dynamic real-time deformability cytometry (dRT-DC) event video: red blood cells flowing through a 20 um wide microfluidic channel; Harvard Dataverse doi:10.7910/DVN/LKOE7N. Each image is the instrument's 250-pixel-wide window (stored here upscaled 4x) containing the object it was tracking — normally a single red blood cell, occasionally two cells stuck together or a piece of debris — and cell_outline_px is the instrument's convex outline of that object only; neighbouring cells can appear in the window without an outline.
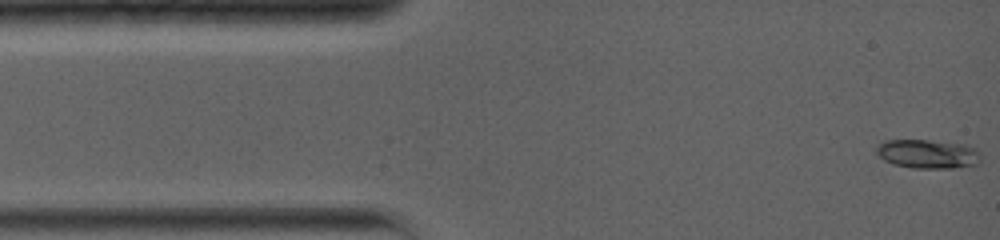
{"species": "common noctule bat (a hibernating species)", "species_latin": "Nyctalus noctula", "temperature_condition": "warm", "stored_images_in_passage": 5, "camera_frame_rate_fps": 5000, "um_per_image_px": 0.085, "animal": {"sex": "female", "body_mass_g": 19.0, "forearm_length_mm": 56.7}, "frame": {"image": 1, "passage_image": 1, "time_ms": 0.0, "image_size_px": [1000, 240], "cell_outline_px": [[980, 160], [976, 164], [952, 168], [912, 168], [892, 164], [884, 160], [876, 152], [876, 144], [884, 140], [928, 140], [964, 144], [976, 148], [980, 152]], "centroid_in_image_um": [78.83, 13.08], "position_along_channel_um": 6.2, "area_um2": 17.74}}
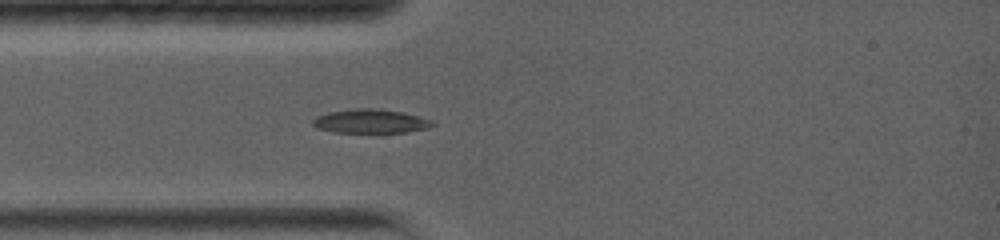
{"frame": {"image": 2, "passage_image": 5, "time_ms": 3.2, "image_size_px": [1000, 240], "cell_outline_px": [[436, 124], [428, 128], [408, 132], [332, 132], [316, 128], [312, 124], [312, 120], [316, 116], [328, 112], [360, 108], [372, 108], [404, 112], [432, 120]], "centroid_in_image_um": [31.49, 10.31], "position_along_channel_um": 53.5, "area_um2": 16.7}}